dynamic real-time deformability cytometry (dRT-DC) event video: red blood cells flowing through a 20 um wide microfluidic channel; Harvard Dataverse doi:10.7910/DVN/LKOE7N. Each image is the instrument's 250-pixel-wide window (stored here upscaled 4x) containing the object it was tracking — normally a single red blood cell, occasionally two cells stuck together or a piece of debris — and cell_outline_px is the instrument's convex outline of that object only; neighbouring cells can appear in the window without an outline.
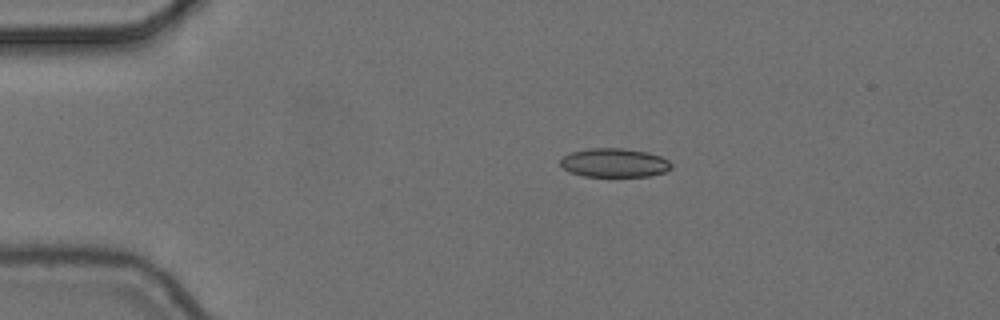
{"species": "common noctule bat (a hibernating species)", "species_latin": "Nyctalus noctula", "temperature_condition": "cold", "stored_images_in_passage": 3, "camera_frame_rate_fps": 3000, "um_per_image_px": 0.085, "animal": {"sex": "female", "body_mass_g": 24.6, "forearm_length_mm": 56.2}, "frame": {"image": 1, "passage_image": 2, "time_ms": 0.333, "image_size_px": [1000, 320], "cell_outline_px": [[672, 168], [664, 172], [648, 176], [584, 176], [568, 172], [560, 164], [560, 160], [564, 156], [572, 152], [592, 148], [620, 148], [648, 152], [660, 156], [668, 160], [672, 164]], "centroid_in_image_um": [52.22, 13.84], "position_along_channel_um": 32.8, "area_um2": 18.55}}